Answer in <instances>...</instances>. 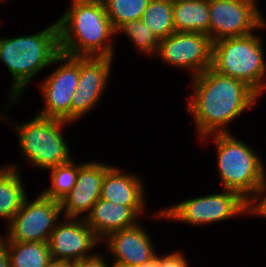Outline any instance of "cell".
I'll use <instances>...</instances> for the list:
<instances>
[{
	"label": "cell",
	"instance_id": "cell-1",
	"mask_svg": "<svg viewBox=\"0 0 266 267\" xmlns=\"http://www.w3.org/2000/svg\"><path fill=\"white\" fill-rule=\"evenodd\" d=\"M194 97H189L198 135L229 133L226 125L255 106L259 94L244 81L221 75L211 68L193 77Z\"/></svg>",
	"mask_w": 266,
	"mask_h": 267
},
{
	"label": "cell",
	"instance_id": "cell-2",
	"mask_svg": "<svg viewBox=\"0 0 266 267\" xmlns=\"http://www.w3.org/2000/svg\"><path fill=\"white\" fill-rule=\"evenodd\" d=\"M56 22L61 53L73 57H114L109 39L116 31L103 0H73Z\"/></svg>",
	"mask_w": 266,
	"mask_h": 267
},
{
	"label": "cell",
	"instance_id": "cell-3",
	"mask_svg": "<svg viewBox=\"0 0 266 267\" xmlns=\"http://www.w3.org/2000/svg\"><path fill=\"white\" fill-rule=\"evenodd\" d=\"M60 53L56 21L33 35L0 38V60L7 66L13 78L11 103L19 98L29 81L52 64Z\"/></svg>",
	"mask_w": 266,
	"mask_h": 267
},
{
	"label": "cell",
	"instance_id": "cell-4",
	"mask_svg": "<svg viewBox=\"0 0 266 267\" xmlns=\"http://www.w3.org/2000/svg\"><path fill=\"white\" fill-rule=\"evenodd\" d=\"M219 174L224 189L239 193L249 203L266 191L263 162L243 141L231 133L214 134Z\"/></svg>",
	"mask_w": 266,
	"mask_h": 267
},
{
	"label": "cell",
	"instance_id": "cell-5",
	"mask_svg": "<svg viewBox=\"0 0 266 267\" xmlns=\"http://www.w3.org/2000/svg\"><path fill=\"white\" fill-rule=\"evenodd\" d=\"M262 42L254 33L212 43L211 69L244 81L259 95L266 89V61Z\"/></svg>",
	"mask_w": 266,
	"mask_h": 267
},
{
	"label": "cell",
	"instance_id": "cell-6",
	"mask_svg": "<svg viewBox=\"0 0 266 267\" xmlns=\"http://www.w3.org/2000/svg\"><path fill=\"white\" fill-rule=\"evenodd\" d=\"M67 123L69 121L36 115L30 122L14 125L20 148L29 162L49 170L72 159L61 134V127Z\"/></svg>",
	"mask_w": 266,
	"mask_h": 267
},
{
	"label": "cell",
	"instance_id": "cell-7",
	"mask_svg": "<svg viewBox=\"0 0 266 267\" xmlns=\"http://www.w3.org/2000/svg\"><path fill=\"white\" fill-rule=\"evenodd\" d=\"M250 203L239 193L224 189L223 193L187 199L182 203L158 211L155 215L193 225L225 221L228 218L250 213Z\"/></svg>",
	"mask_w": 266,
	"mask_h": 267
},
{
	"label": "cell",
	"instance_id": "cell-8",
	"mask_svg": "<svg viewBox=\"0 0 266 267\" xmlns=\"http://www.w3.org/2000/svg\"><path fill=\"white\" fill-rule=\"evenodd\" d=\"M61 213L60 201L42 193L30 202L26 198L9 222L6 239L0 236V242H48Z\"/></svg>",
	"mask_w": 266,
	"mask_h": 267
},
{
	"label": "cell",
	"instance_id": "cell-9",
	"mask_svg": "<svg viewBox=\"0 0 266 267\" xmlns=\"http://www.w3.org/2000/svg\"><path fill=\"white\" fill-rule=\"evenodd\" d=\"M209 38L243 37L266 26L256 0H209Z\"/></svg>",
	"mask_w": 266,
	"mask_h": 267
},
{
	"label": "cell",
	"instance_id": "cell-10",
	"mask_svg": "<svg viewBox=\"0 0 266 267\" xmlns=\"http://www.w3.org/2000/svg\"><path fill=\"white\" fill-rule=\"evenodd\" d=\"M59 62L63 64L41 83L45 106L38 115L71 122L72 97L79 81V57L60 53L52 63Z\"/></svg>",
	"mask_w": 266,
	"mask_h": 267
},
{
	"label": "cell",
	"instance_id": "cell-11",
	"mask_svg": "<svg viewBox=\"0 0 266 267\" xmlns=\"http://www.w3.org/2000/svg\"><path fill=\"white\" fill-rule=\"evenodd\" d=\"M166 63L193 71V77L211 67L212 42L202 32H174L160 39L156 56Z\"/></svg>",
	"mask_w": 266,
	"mask_h": 267
},
{
	"label": "cell",
	"instance_id": "cell-12",
	"mask_svg": "<svg viewBox=\"0 0 266 267\" xmlns=\"http://www.w3.org/2000/svg\"><path fill=\"white\" fill-rule=\"evenodd\" d=\"M65 219L56 223L48 241L52 261L72 263L95 256L87 253L101 240L84 218Z\"/></svg>",
	"mask_w": 266,
	"mask_h": 267
},
{
	"label": "cell",
	"instance_id": "cell-13",
	"mask_svg": "<svg viewBox=\"0 0 266 267\" xmlns=\"http://www.w3.org/2000/svg\"><path fill=\"white\" fill-rule=\"evenodd\" d=\"M112 58L79 57V81L72 97L71 122L87 114L100 100L108 84Z\"/></svg>",
	"mask_w": 266,
	"mask_h": 267
},
{
	"label": "cell",
	"instance_id": "cell-14",
	"mask_svg": "<svg viewBox=\"0 0 266 267\" xmlns=\"http://www.w3.org/2000/svg\"><path fill=\"white\" fill-rule=\"evenodd\" d=\"M111 167L98 162H85L78 165L75 186L60 201L61 210L65 213L64 218L78 219V216L83 213L88 215L93 205L100 199L105 173Z\"/></svg>",
	"mask_w": 266,
	"mask_h": 267
},
{
	"label": "cell",
	"instance_id": "cell-15",
	"mask_svg": "<svg viewBox=\"0 0 266 267\" xmlns=\"http://www.w3.org/2000/svg\"><path fill=\"white\" fill-rule=\"evenodd\" d=\"M104 240L109 251L115 255L113 264L118 266L136 267L157 255L148 234L138 224L112 232Z\"/></svg>",
	"mask_w": 266,
	"mask_h": 267
},
{
	"label": "cell",
	"instance_id": "cell-16",
	"mask_svg": "<svg viewBox=\"0 0 266 267\" xmlns=\"http://www.w3.org/2000/svg\"><path fill=\"white\" fill-rule=\"evenodd\" d=\"M142 212L143 207H129L100 198L88 215L82 218L96 236L103 240L112 232L136 225L137 217Z\"/></svg>",
	"mask_w": 266,
	"mask_h": 267
},
{
	"label": "cell",
	"instance_id": "cell-17",
	"mask_svg": "<svg viewBox=\"0 0 266 267\" xmlns=\"http://www.w3.org/2000/svg\"><path fill=\"white\" fill-rule=\"evenodd\" d=\"M141 183L137 176L125 174L112 166L105 173L100 198L129 207H143L145 199Z\"/></svg>",
	"mask_w": 266,
	"mask_h": 267
},
{
	"label": "cell",
	"instance_id": "cell-18",
	"mask_svg": "<svg viewBox=\"0 0 266 267\" xmlns=\"http://www.w3.org/2000/svg\"><path fill=\"white\" fill-rule=\"evenodd\" d=\"M175 32H202L209 36V0H173Z\"/></svg>",
	"mask_w": 266,
	"mask_h": 267
},
{
	"label": "cell",
	"instance_id": "cell-19",
	"mask_svg": "<svg viewBox=\"0 0 266 267\" xmlns=\"http://www.w3.org/2000/svg\"><path fill=\"white\" fill-rule=\"evenodd\" d=\"M26 192L17 167L0 168V217L11 221L22 207Z\"/></svg>",
	"mask_w": 266,
	"mask_h": 267
},
{
	"label": "cell",
	"instance_id": "cell-20",
	"mask_svg": "<svg viewBox=\"0 0 266 267\" xmlns=\"http://www.w3.org/2000/svg\"><path fill=\"white\" fill-rule=\"evenodd\" d=\"M10 267H48L52 263L48 242H1Z\"/></svg>",
	"mask_w": 266,
	"mask_h": 267
},
{
	"label": "cell",
	"instance_id": "cell-21",
	"mask_svg": "<svg viewBox=\"0 0 266 267\" xmlns=\"http://www.w3.org/2000/svg\"><path fill=\"white\" fill-rule=\"evenodd\" d=\"M173 0H150L141 20L159 39L175 32Z\"/></svg>",
	"mask_w": 266,
	"mask_h": 267
},
{
	"label": "cell",
	"instance_id": "cell-22",
	"mask_svg": "<svg viewBox=\"0 0 266 267\" xmlns=\"http://www.w3.org/2000/svg\"><path fill=\"white\" fill-rule=\"evenodd\" d=\"M150 0H103L112 27L116 31L126 22L140 20Z\"/></svg>",
	"mask_w": 266,
	"mask_h": 267
},
{
	"label": "cell",
	"instance_id": "cell-23",
	"mask_svg": "<svg viewBox=\"0 0 266 267\" xmlns=\"http://www.w3.org/2000/svg\"><path fill=\"white\" fill-rule=\"evenodd\" d=\"M49 170L52 176V186L42 192V194L47 198L61 201L75 186L78 165H75L71 159L69 162L57 165Z\"/></svg>",
	"mask_w": 266,
	"mask_h": 267
},
{
	"label": "cell",
	"instance_id": "cell-24",
	"mask_svg": "<svg viewBox=\"0 0 266 267\" xmlns=\"http://www.w3.org/2000/svg\"><path fill=\"white\" fill-rule=\"evenodd\" d=\"M128 35V38L134 42V45L142 53H157V48L160 43V39L149 29L148 26L140 19L130 22H126L121 25L117 30Z\"/></svg>",
	"mask_w": 266,
	"mask_h": 267
},
{
	"label": "cell",
	"instance_id": "cell-25",
	"mask_svg": "<svg viewBox=\"0 0 266 267\" xmlns=\"http://www.w3.org/2000/svg\"><path fill=\"white\" fill-rule=\"evenodd\" d=\"M158 267H188V264L184 255L178 251L158 257Z\"/></svg>",
	"mask_w": 266,
	"mask_h": 267
},
{
	"label": "cell",
	"instance_id": "cell-26",
	"mask_svg": "<svg viewBox=\"0 0 266 267\" xmlns=\"http://www.w3.org/2000/svg\"><path fill=\"white\" fill-rule=\"evenodd\" d=\"M100 255H95L87 259L77 260L71 263V267H109Z\"/></svg>",
	"mask_w": 266,
	"mask_h": 267
},
{
	"label": "cell",
	"instance_id": "cell-27",
	"mask_svg": "<svg viewBox=\"0 0 266 267\" xmlns=\"http://www.w3.org/2000/svg\"><path fill=\"white\" fill-rule=\"evenodd\" d=\"M260 199H255L250 203V213L266 217V196Z\"/></svg>",
	"mask_w": 266,
	"mask_h": 267
},
{
	"label": "cell",
	"instance_id": "cell-28",
	"mask_svg": "<svg viewBox=\"0 0 266 267\" xmlns=\"http://www.w3.org/2000/svg\"><path fill=\"white\" fill-rule=\"evenodd\" d=\"M0 267H10L9 257L6 253L4 245L0 242Z\"/></svg>",
	"mask_w": 266,
	"mask_h": 267
},
{
	"label": "cell",
	"instance_id": "cell-29",
	"mask_svg": "<svg viewBox=\"0 0 266 267\" xmlns=\"http://www.w3.org/2000/svg\"><path fill=\"white\" fill-rule=\"evenodd\" d=\"M136 267H158V255H156L153 259H151L150 261L141 264L139 266Z\"/></svg>",
	"mask_w": 266,
	"mask_h": 267
},
{
	"label": "cell",
	"instance_id": "cell-30",
	"mask_svg": "<svg viewBox=\"0 0 266 267\" xmlns=\"http://www.w3.org/2000/svg\"><path fill=\"white\" fill-rule=\"evenodd\" d=\"M48 267H71V263L52 261Z\"/></svg>",
	"mask_w": 266,
	"mask_h": 267
},
{
	"label": "cell",
	"instance_id": "cell-31",
	"mask_svg": "<svg viewBox=\"0 0 266 267\" xmlns=\"http://www.w3.org/2000/svg\"><path fill=\"white\" fill-rule=\"evenodd\" d=\"M109 267H122V266H118V265H116V264H110V266Z\"/></svg>",
	"mask_w": 266,
	"mask_h": 267
}]
</instances>
